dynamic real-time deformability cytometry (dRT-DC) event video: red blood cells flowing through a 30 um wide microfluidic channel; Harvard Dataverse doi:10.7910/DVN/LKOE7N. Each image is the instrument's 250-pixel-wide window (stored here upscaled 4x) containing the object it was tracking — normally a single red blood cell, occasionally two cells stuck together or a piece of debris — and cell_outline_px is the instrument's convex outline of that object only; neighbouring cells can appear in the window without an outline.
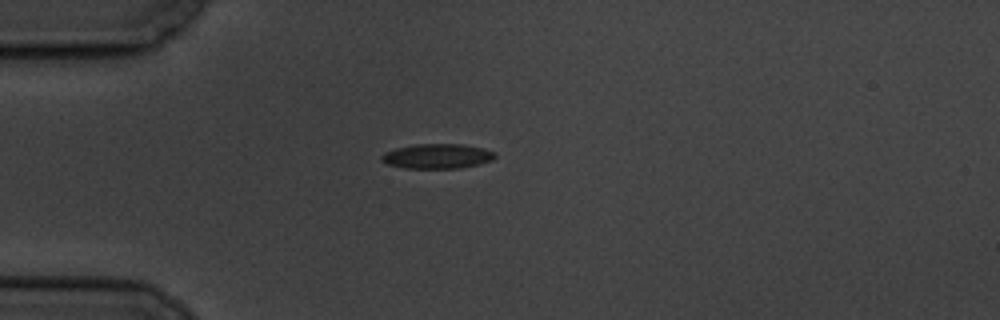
{"species": "common noctule bat (a hibernating species)", "species_latin": "Nyctalus noctula", "temperature_condition": "cold", "stored_images_in_passage": 5, "camera_frame_rate_fps": 3000, "um_per_image_px": 0.085, "animal": {"sex": "male", "body_mass_g": 19.5, "forearm_length_mm": 54.6}, "frame": {"image": 1, "passage_image": 4, "time_ms": 3.667, "image_size_px": [1000, 320], "cell_outline_px": [[496, 156], [492, 160], [480, 164], [460, 168], [404, 168], [388, 164], [380, 160], [380, 156], [384, 152], [396, 148], [416, 144], [460, 144], [484, 148], [492, 152]], "centroid_in_image_um": [37.14, 13.28], "position_along_channel_um": 47.9, "area_um2": 16.36}}